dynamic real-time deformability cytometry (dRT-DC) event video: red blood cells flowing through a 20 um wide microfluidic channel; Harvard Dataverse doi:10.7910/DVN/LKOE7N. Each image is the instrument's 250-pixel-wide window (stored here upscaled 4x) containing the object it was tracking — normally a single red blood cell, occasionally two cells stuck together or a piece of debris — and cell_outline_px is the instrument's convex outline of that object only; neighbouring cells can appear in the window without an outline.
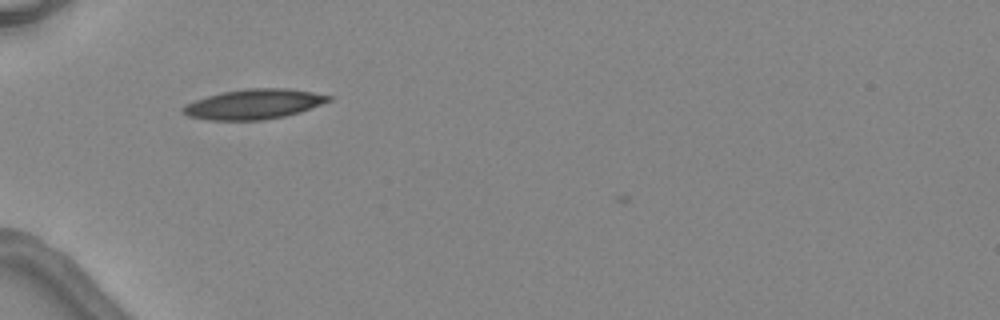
{"species": "common noctule bat (a hibernating species)", "species_latin": "Nyctalus noctula", "temperature_condition": "warm", "stored_images_in_passage": 3, "camera_frame_rate_fps": 3000, "um_per_image_px": 0.085, "animal": {"sex": "female", "body_mass_g": 24.6, "forearm_length_mm": 56.2}, "frame": {"image": 1, "passage_image": 2, "time_ms": 2.333, "image_size_px": [1000, 320], "cell_outline_px": [[332, 100], [300, 112], [284, 116], [264, 120], [208, 120], [188, 116], [184, 112], [184, 108], [188, 104], [196, 100], [208, 96], [224, 92], [248, 88], [288, 88], [312, 92], [332, 96]], "centroid_in_image_um": [21.63, 8.85], "position_along_channel_um": 63.4, "area_um2": 25.09}}